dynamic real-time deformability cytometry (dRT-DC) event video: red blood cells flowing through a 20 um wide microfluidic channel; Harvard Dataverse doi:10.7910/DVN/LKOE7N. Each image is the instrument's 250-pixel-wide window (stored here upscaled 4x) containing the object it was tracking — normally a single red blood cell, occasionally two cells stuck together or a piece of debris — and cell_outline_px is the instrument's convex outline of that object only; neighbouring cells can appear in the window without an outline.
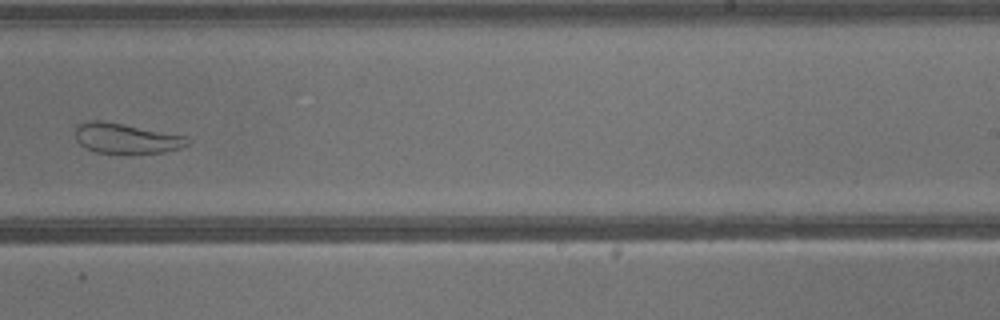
{"species": "common noctule bat (a hibernating species)", "species_latin": "Nyctalus noctula", "temperature_condition": "warm", "stored_images_in_passage": 41, "camera_frame_rate_fps": 3000, "um_per_image_px": 0.085, "animal": {"sex": "male", "body_mass_g": 13.3}, "frame": {"image": 1, "passage_image": 26, "time_ms": 8.333, "image_size_px": [1000, 320], "cell_outline_px": [[192, 144], [180, 148], [164, 152], [96, 152], [80, 144], [76, 140], [76, 124], [92, 120], [100, 120], [124, 124], [188, 136], [192, 140]], "centroid_in_image_um": [10.78, 11.74], "position_along_channel_um": 278.2, "area_um2": 19.59}}
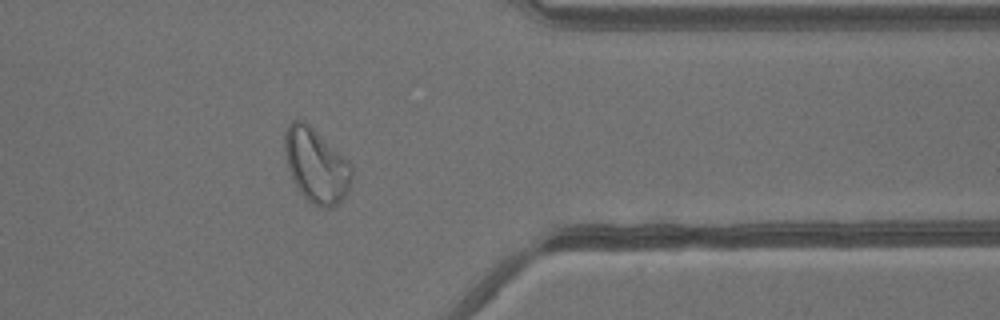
{"frame": {"image": 2, "passage_image": 33, "time_ms": 10.667, "image_size_px": [1000, 320], "cell_outline_px": [[352, 180], [348, 192], [332, 208], [324, 208], [312, 204], [300, 192], [288, 168], [284, 148], [284, 132], [288, 124], [292, 120], [304, 120], [348, 160], [352, 168]], "centroid_in_image_um": [26.87, 14.06], "position_along_channel_um": 384.5, "area_um2": 28.84}}
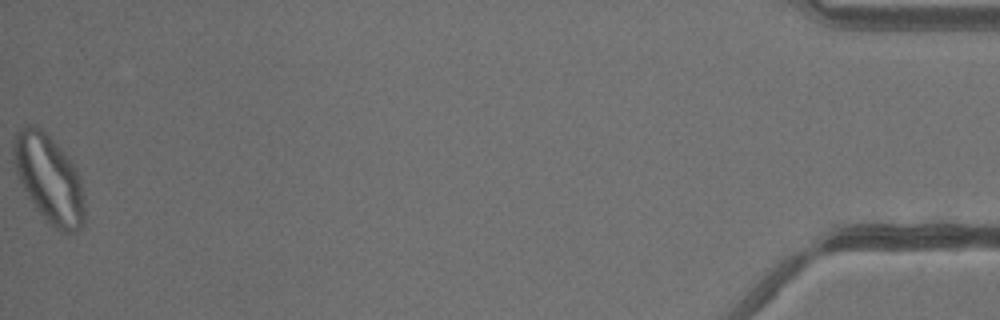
{"frame": {"image": 3, "passage_image": 41, "time_ms": 13.333, "image_size_px": [1000, 320], "cell_outline_px": [[84, 224], [76, 232], [60, 232], [48, 224], [44, 220], [28, 196], [16, 172], [12, 160], [12, 148], [16, 136], [20, 128], [28, 124], [36, 124], [64, 152], [80, 176], [84, 200]], "centroid_in_image_um": [4.16, 15.23], "position_along_channel_um": 431.0, "area_um2": 36.3}}